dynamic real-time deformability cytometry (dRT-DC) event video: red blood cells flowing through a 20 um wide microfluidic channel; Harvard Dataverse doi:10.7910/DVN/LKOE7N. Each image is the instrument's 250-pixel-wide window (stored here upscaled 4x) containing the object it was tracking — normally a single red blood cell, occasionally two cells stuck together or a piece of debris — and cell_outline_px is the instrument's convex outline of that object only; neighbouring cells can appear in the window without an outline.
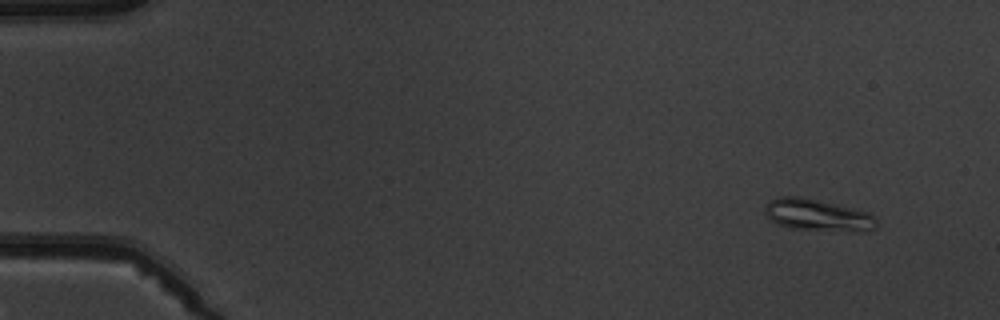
{"species": "common noctule bat (a hibernating species)", "species_latin": "Nyctalus noctula", "temperature_condition": "warm", "stored_images_in_passage": 4, "camera_frame_rate_fps": 3000, "um_per_image_px": 0.085, "animal": {"sex": "male", "body_mass_g": 19.5, "forearm_length_mm": 54.6}, "frame": {"image": 1, "passage_image": 1, "time_ms": 0.0, "image_size_px": [1000, 320], "cell_outline_px": [[876, 228], [868, 232], [860, 232], [792, 228], [776, 224], [764, 212], [764, 208], [772, 200], [780, 196], [800, 196], [872, 212], [876, 216]], "centroid_in_image_um": [69.58, 18.29], "position_along_channel_um": 15.4, "area_um2": 20.87}}